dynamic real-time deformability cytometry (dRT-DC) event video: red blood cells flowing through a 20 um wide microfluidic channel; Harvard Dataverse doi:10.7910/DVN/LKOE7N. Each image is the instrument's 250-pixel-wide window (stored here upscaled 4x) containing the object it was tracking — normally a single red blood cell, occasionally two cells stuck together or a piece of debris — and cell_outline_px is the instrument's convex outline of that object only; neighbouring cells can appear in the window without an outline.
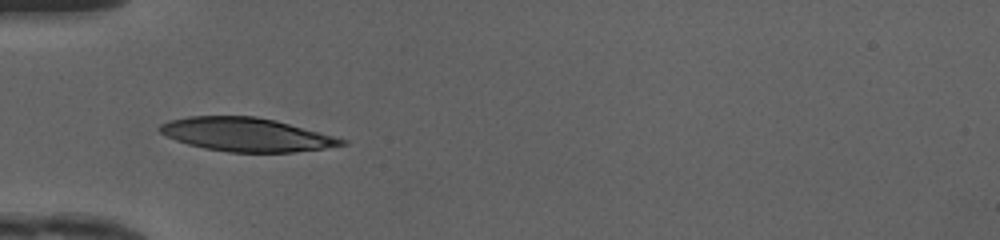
{"species": "human", "species_latin": "Homo sapiens", "temperature_condition": "cold", "stored_images_in_passage": 11, "camera_frame_rate_fps": 3000, "um_per_image_px": 0.085, "donor": {"sex": "female"}, "frame": {"image": 1, "passage_image": 1, "time_ms": 0.0, "image_size_px": [1000, 240], "cell_outline_px": [[348, 144], [324, 148], [292, 152], [228, 152], [204, 148], [188, 144], [176, 140], [160, 132], [156, 128], [160, 124], [168, 120], [188, 116], [256, 116], [276, 120], [348, 140]], "centroid_in_image_um": [20.92, 11.43], "position_along_channel_um": 64.1, "area_um2": 35.55}}
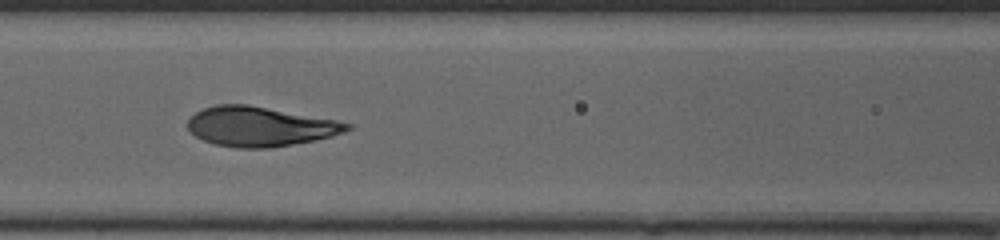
{"frame": {"image": 2, "passage_image": 7, "time_ms": 2.0, "image_size_px": [1000, 240], "cell_outline_px": [[352, 128], [344, 132], [332, 136], [316, 140], [268, 148], [236, 148], [212, 144], [188, 132], [188, 120], [196, 112], [204, 108], [220, 104], [248, 104], [336, 120], [352, 124]], "centroid_in_image_um": [22.09, 10.76], "position_along_channel_um": 144.5, "area_um2": 36.82}}
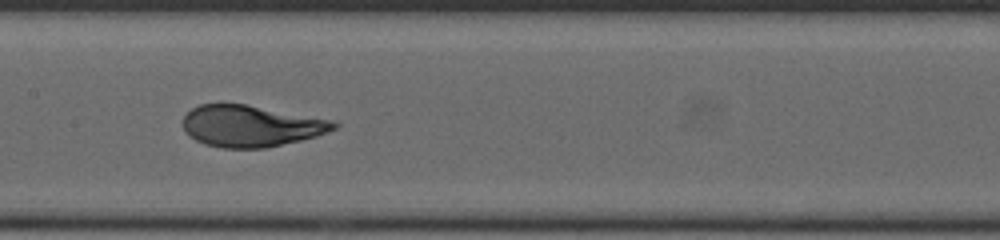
{"frame": {"image": 3, "passage_image": 10, "time_ms": 3.0, "image_size_px": [1000, 240], "cell_outline_px": [[340, 124], [336, 128], [328, 132], [316, 136], [300, 140], [264, 148], [224, 148], [204, 144], [188, 136], [184, 132], [184, 116], [192, 108], [200, 104], [244, 104], [332, 120]], "centroid_in_image_um": [21.31, 10.72], "position_along_channel_um": 186.1, "area_um2": 36.18}}